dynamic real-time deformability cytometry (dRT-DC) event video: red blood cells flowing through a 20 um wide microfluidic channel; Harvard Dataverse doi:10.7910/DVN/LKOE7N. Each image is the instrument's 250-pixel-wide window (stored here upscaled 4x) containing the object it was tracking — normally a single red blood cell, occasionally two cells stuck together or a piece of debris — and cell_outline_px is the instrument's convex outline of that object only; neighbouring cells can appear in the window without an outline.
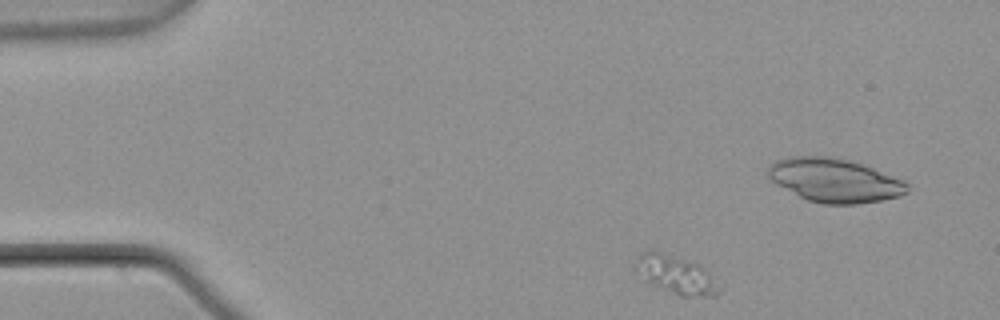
{"species": "common noctule bat (a hibernating species)", "species_latin": "Nyctalus noctula", "temperature_condition": "warm", "stored_images_in_passage": 45, "camera_frame_rate_fps": 3000, "um_per_image_px": 0.085, "animal": {"sex": "male", "body_mass_g": 21.5, "forearm_length_mm": 52.0}, "frame": {"image": 1, "passage_image": 4, "time_ms": 1.0, "image_size_px": [1000, 320], "cell_outline_px": [[720, 292], [716, 296], [680, 296], [644, 280], [636, 268], [636, 256], [640, 252], [648, 248], [652, 248], [700, 264]], "centroid_in_image_um": [57.36, 23.29], "position_along_channel_um": 27.6, "area_um2": 18.32}}
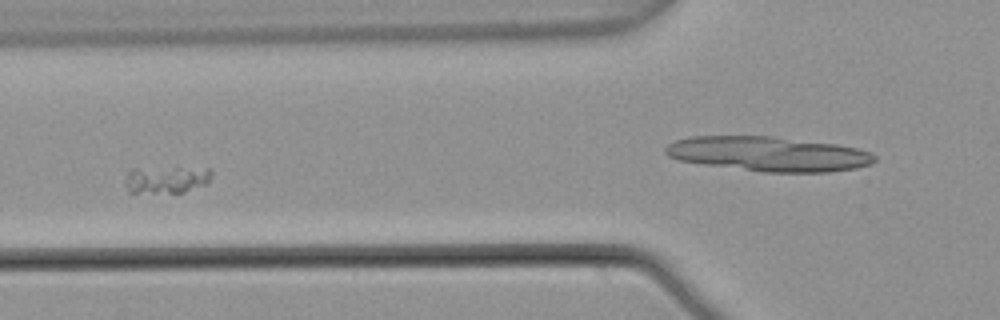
{"frame": {"image": 2, "passage_image": 17, "time_ms": 5.333, "image_size_px": [1000, 320], "cell_outline_px": [[212, 172], [208, 184], [184, 192], [128, 192], [124, 184], [124, 180], [128, 172], [132, 168], [212, 168]], "centroid_in_image_um": [14.14, 15.26], "position_along_channel_um": 111.7, "area_um2": 13.76}}
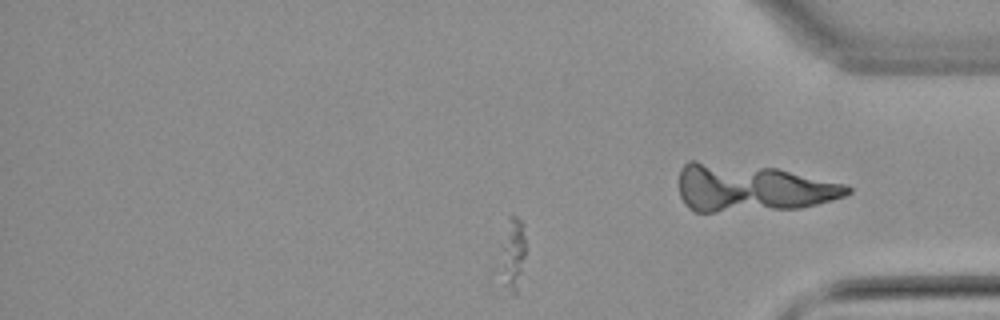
{"frame": {"image": 3, "passage_image": 42, "time_ms": 13.667, "image_size_px": [1000, 320], "cell_outline_px": [[524, 256], [516, 296], [508, 296], [492, 292], [488, 280], [488, 276], [508, 216], [512, 212], [524, 224]], "centroid_in_image_um": [43.21, 22.0], "position_along_channel_um": 392.0, "area_um2": 14.68}}